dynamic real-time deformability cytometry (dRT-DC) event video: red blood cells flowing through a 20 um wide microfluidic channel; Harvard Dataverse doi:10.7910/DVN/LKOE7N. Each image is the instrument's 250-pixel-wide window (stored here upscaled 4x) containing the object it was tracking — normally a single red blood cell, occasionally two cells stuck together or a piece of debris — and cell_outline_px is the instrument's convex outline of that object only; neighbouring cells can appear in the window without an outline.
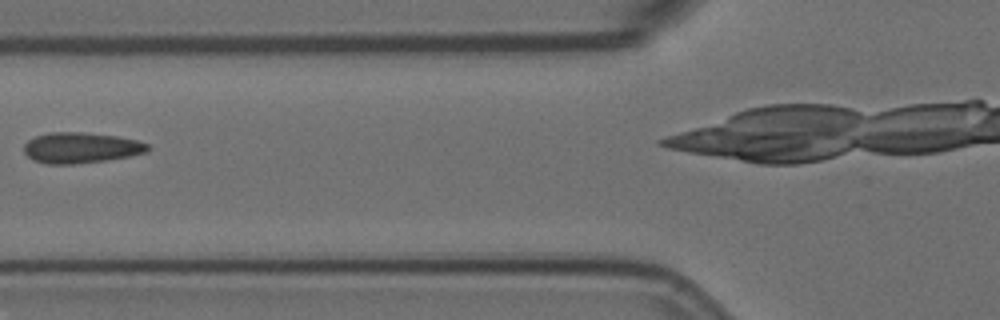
{"species": "Egyptian fruit bat (a non-hibernating species)", "species_latin": "Rousettus aegyptiacus", "temperature_condition": "room temperature", "stored_images_in_passage": 6, "camera_frame_rate_fps": 3000, "um_per_image_px": 0.085, "animal": {"sex": "female"}, "frame": {"image": 1, "passage_image": 4, "time_ms": 1.0, "image_size_px": [1000, 320], "cell_outline_px": [[148, 152], [128, 156], [104, 160], [72, 164], [48, 164], [32, 160], [24, 152], [24, 144], [28, 140], [36, 136], [48, 132], [84, 132], [116, 136], [136, 140], [148, 144]], "centroid_in_image_um": [6.84, 12.55], "position_along_channel_um": 119.0, "area_um2": 22.02}}